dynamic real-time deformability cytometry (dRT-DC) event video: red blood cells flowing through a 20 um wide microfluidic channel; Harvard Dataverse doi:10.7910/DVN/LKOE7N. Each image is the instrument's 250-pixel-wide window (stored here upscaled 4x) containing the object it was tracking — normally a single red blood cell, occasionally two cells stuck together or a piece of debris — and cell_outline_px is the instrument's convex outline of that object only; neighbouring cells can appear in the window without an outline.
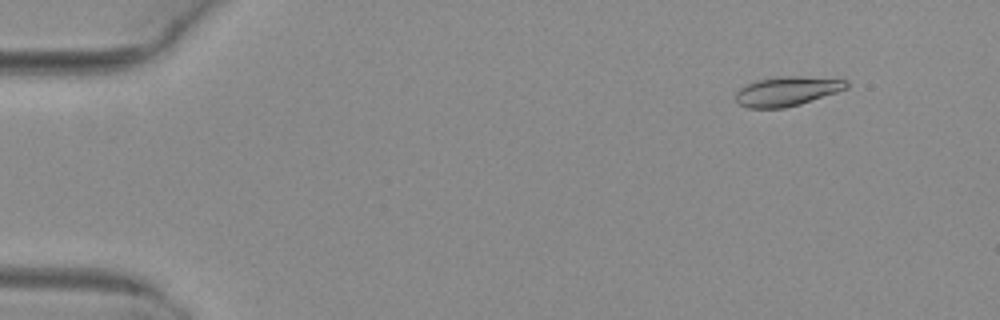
{"species": "common noctule bat (a hibernating species)", "species_latin": "Nyctalus noctula", "temperature_condition": "warm", "stored_images_in_passage": 5, "camera_frame_rate_fps": 3000, "um_per_image_px": 0.085, "animal": {"sex": "female", "body_mass_g": 29.2, "forearm_length_mm": 56.3}, "frame": {"image": 1, "passage_image": 2, "time_ms": 0.333, "image_size_px": [1000, 320], "cell_outline_px": [[848, 88], [800, 104], [784, 108], [748, 108], [740, 104], [736, 100], [736, 92], [740, 88], [756, 80], [776, 76], [800, 76], [848, 80]], "centroid_in_image_um": [66.89, 7.75], "position_along_channel_um": 18.1, "area_um2": 18.9}}
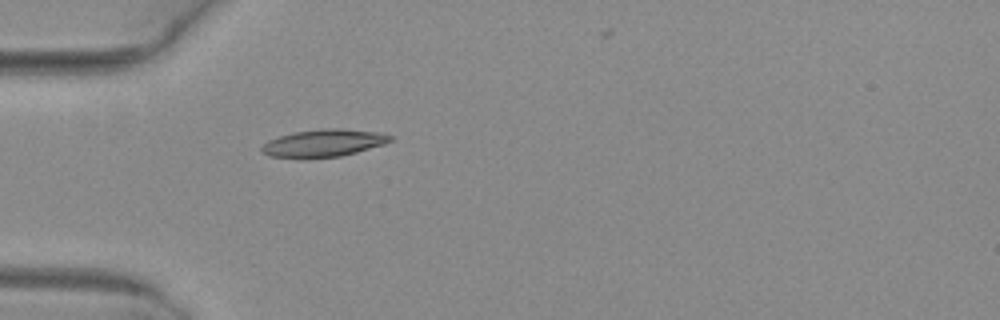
{"frame": {"image": 2, "passage_image": 5, "time_ms": 1.333, "image_size_px": [1000, 320], "cell_outline_px": [[392, 140], [384, 144], [356, 152], [340, 156], [268, 156], [260, 152], [260, 148], [268, 140], [292, 132], [320, 128], [340, 128], [380, 132], [392, 136]], "centroid_in_image_um": [27.52, 12.12], "position_along_channel_um": 57.5, "area_um2": 20.11}}